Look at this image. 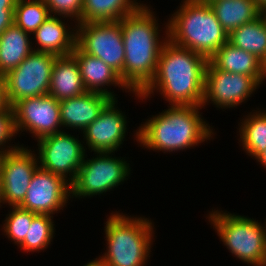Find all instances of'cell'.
<instances>
[{
  "label": "cell",
  "mask_w": 266,
  "mask_h": 266,
  "mask_svg": "<svg viewBox=\"0 0 266 266\" xmlns=\"http://www.w3.org/2000/svg\"><path fill=\"white\" fill-rule=\"evenodd\" d=\"M207 63L205 56L167 39L153 79L135 96L146 100L158 90L169 105L202 106Z\"/></svg>",
  "instance_id": "6da1fadb"
},
{
  "label": "cell",
  "mask_w": 266,
  "mask_h": 266,
  "mask_svg": "<svg viewBox=\"0 0 266 266\" xmlns=\"http://www.w3.org/2000/svg\"><path fill=\"white\" fill-rule=\"evenodd\" d=\"M148 6L144 4L118 21L125 50L123 82L133 94L140 93L153 79L162 46L168 39V24L165 39L160 40L158 19Z\"/></svg>",
  "instance_id": "7a4b0ae2"
},
{
  "label": "cell",
  "mask_w": 266,
  "mask_h": 266,
  "mask_svg": "<svg viewBox=\"0 0 266 266\" xmlns=\"http://www.w3.org/2000/svg\"><path fill=\"white\" fill-rule=\"evenodd\" d=\"M202 106H168L147 119L134 134L138 144L150 150L175 152L209 140L214 131L199 113ZM211 128V129H210Z\"/></svg>",
  "instance_id": "3957f363"
},
{
  "label": "cell",
  "mask_w": 266,
  "mask_h": 266,
  "mask_svg": "<svg viewBox=\"0 0 266 266\" xmlns=\"http://www.w3.org/2000/svg\"><path fill=\"white\" fill-rule=\"evenodd\" d=\"M181 3L168 19V39L209 59L228 41V33L209 3L194 0H183Z\"/></svg>",
  "instance_id": "277c9868"
},
{
  "label": "cell",
  "mask_w": 266,
  "mask_h": 266,
  "mask_svg": "<svg viewBox=\"0 0 266 266\" xmlns=\"http://www.w3.org/2000/svg\"><path fill=\"white\" fill-rule=\"evenodd\" d=\"M114 212L107 218L106 251L96 258L105 266H145L150 257L153 223L148 218Z\"/></svg>",
  "instance_id": "5b68a950"
},
{
  "label": "cell",
  "mask_w": 266,
  "mask_h": 266,
  "mask_svg": "<svg viewBox=\"0 0 266 266\" xmlns=\"http://www.w3.org/2000/svg\"><path fill=\"white\" fill-rule=\"evenodd\" d=\"M208 220L227 249L247 265L266 266L264 225L253 218L212 210Z\"/></svg>",
  "instance_id": "8992f818"
},
{
  "label": "cell",
  "mask_w": 266,
  "mask_h": 266,
  "mask_svg": "<svg viewBox=\"0 0 266 266\" xmlns=\"http://www.w3.org/2000/svg\"><path fill=\"white\" fill-rule=\"evenodd\" d=\"M95 154L96 157L91 159L84 156L76 178L71 183V198L100 196L128 179L131 168L124 158H113L111 152Z\"/></svg>",
  "instance_id": "52a82bcc"
},
{
  "label": "cell",
  "mask_w": 266,
  "mask_h": 266,
  "mask_svg": "<svg viewBox=\"0 0 266 266\" xmlns=\"http://www.w3.org/2000/svg\"><path fill=\"white\" fill-rule=\"evenodd\" d=\"M56 55L32 51L20 65L3 77L5 94L11 107L21 99L48 94Z\"/></svg>",
  "instance_id": "ba28073f"
},
{
  "label": "cell",
  "mask_w": 266,
  "mask_h": 266,
  "mask_svg": "<svg viewBox=\"0 0 266 266\" xmlns=\"http://www.w3.org/2000/svg\"><path fill=\"white\" fill-rule=\"evenodd\" d=\"M76 46L84 53L100 58L115 70L123 81L125 50L121 24L85 22L75 25Z\"/></svg>",
  "instance_id": "9c48e42d"
},
{
  "label": "cell",
  "mask_w": 266,
  "mask_h": 266,
  "mask_svg": "<svg viewBox=\"0 0 266 266\" xmlns=\"http://www.w3.org/2000/svg\"><path fill=\"white\" fill-rule=\"evenodd\" d=\"M37 142L39 167L61 176L71 184L84 161L87 148H84L78 138L64 130L43 137Z\"/></svg>",
  "instance_id": "30bf717a"
},
{
  "label": "cell",
  "mask_w": 266,
  "mask_h": 266,
  "mask_svg": "<svg viewBox=\"0 0 266 266\" xmlns=\"http://www.w3.org/2000/svg\"><path fill=\"white\" fill-rule=\"evenodd\" d=\"M260 85L254 77L216 69L208 61L202 107L212 102L217 108H234L252 97Z\"/></svg>",
  "instance_id": "8fae6325"
},
{
  "label": "cell",
  "mask_w": 266,
  "mask_h": 266,
  "mask_svg": "<svg viewBox=\"0 0 266 266\" xmlns=\"http://www.w3.org/2000/svg\"><path fill=\"white\" fill-rule=\"evenodd\" d=\"M15 125L19 131H29L36 140L62 132L59 101L47 94L21 99L13 106Z\"/></svg>",
  "instance_id": "7c38bea8"
},
{
  "label": "cell",
  "mask_w": 266,
  "mask_h": 266,
  "mask_svg": "<svg viewBox=\"0 0 266 266\" xmlns=\"http://www.w3.org/2000/svg\"><path fill=\"white\" fill-rule=\"evenodd\" d=\"M69 197L71 198V184L68 181L38 167L18 207L36 214L53 216L66 206Z\"/></svg>",
  "instance_id": "4fadbf2b"
},
{
  "label": "cell",
  "mask_w": 266,
  "mask_h": 266,
  "mask_svg": "<svg viewBox=\"0 0 266 266\" xmlns=\"http://www.w3.org/2000/svg\"><path fill=\"white\" fill-rule=\"evenodd\" d=\"M28 147L0 154L3 204L18 206L24 199L31 178L39 167L37 154Z\"/></svg>",
  "instance_id": "5bb4252c"
},
{
  "label": "cell",
  "mask_w": 266,
  "mask_h": 266,
  "mask_svg": "<svg viewBox=\"0 0 266 266\" xmlns=\"http://www.w3.org/2000/svg\"><path fill=\"white\" fill-rule=\"evenodd\" d=\"M117 99H112L96 118L82 132L91 152H111L118 150L127 132L125 113L118 110ZM123 141V142H122Z\"/></svg>",
  "instance_id": "9a60e30c"
},
{
  "label": "cell",
  "mask_w": 266,
  "mask_h": 266,
  "mask_svg": "<svg viewBox=\"0 0 266 266\" xmlns=\"http://www.w3.org/2000/svg\"><path fill=\"white\" fill-rule=\"evenodd\" d=\"M111 100L112 98L105 94L87 91L80 96L59 101L63 128L84 131Z\"/></svg>",
  "instance_id": "2e32d148"
},
{
  "label": "cell",
  "mask_w": 266,
  "mask_h": 266,
  "mask_svg": "<svg viewBox=\"0 0 266 266\" xmlns=\"http://www.w3.org/2000/svg\"><path fill=\"white\" fill-rule=\"evenodd\" d=\"M71 54L78 62L82 81L87 91L105 94L112 99H117L116 95L113 94L114 92L107 90L106 86H118L122 90L132 92L121 80L120 75L100 58L84 53L77 46Z\"/></svg>",
  "instance_id": "e0dca14e"
},
{
  "label": "cell",
  "mask_w": 266,
  "mask_h": 266,
  "mask_svg": "<svg viewBox=\"0 0 266 266\" xmlns=\"http://www.w3.org/2000/svg\"><path fill=\"white\" fill-rule=\"evenodd\" d=\"M208 61L216 68L235 74L254 77L260 84L266 79L263 62L255 55L227 41Z\"/></svg>",
  "instance_id": "ac0fdd59"
},
{
  "label": "cell",
  "mask_w": 266,
  "mask_h": 266,
  "mask_svg": "<svg viewBox=\"0 0 266 266\" xmlns=\"http://www.w3.org/2000/svg\"><path fill=\"white\" fill-rule=\"evenodd\" d=\"M86 92L75 57L72 54L56 56L48 94L61 101Z\"/></svg>",
  "instance_id": "d6986e66"
},
{
  "label": "cell",
  "mask_w": 266,
  "mask_h": 266,
  "mask_svg": "<svg viewBox=\"0 0 266 266\" xmlns=\"http://www.w3.org/2000/svg\"><path fill=\"white\" fill-rule=\"evenodd\" d=\"M57 16H50L32 34L37 42L34 51L51 53L56 56L69 55L76 46V29H68ZM40 46V47H39Z\"/></svg>",
  "instance_id": "ffe728a7"
},
{
  "label": "cell",
  "mask_w": 266,
  "mask_h": 266,
  "mask_svg": "<svg viewBox=\"0 0 266 266\" xmlns=\"http://www.w3.org/2000/svg\"><path fill=\"white\" fill-rule=\"evenodd\" d=\"M30 35L15 23L0 35V76L20 65L33 51Z\"/></svg>",
  "instance_id": "44dd1931"
},
{
  "label": "cell",
  "mask_w": 266,
  "mask_h": 266,
  "mask_svg": "<svg viewBox=\"0 0 266 266\" xmlns=\"http://www.w3.org/2000/svg\"><path fill=\"white\" fill-rule=\"evenodd\" d=\"M209 4L228 35L264 12L254 0H216Z\"/></svg>",
  "instance_id": "7402d4cb"
},
{
  "label": "cell",
  "mask_w": 266,
  "mask_h": 266,
  "mask_svg": "<svg viewBox=\"0 0 266 266\" xmlns=\"http://www.w3.org/2000/svg\"><path fill=\"white\" fill-rule=\"evenodd\" d=\"M137 0H83L81 23L116 22L138 10Z\"/></svg>",
  "instance_id": "603a6c76"
},
{
  "label": "cell",
  "mask_w": 266,
  "mask_h": 266,
  "mask_svg": "<svg viewBox=\"0 0 266 266\" xmlns=\"http://www.w3.org/2000/svg\"><path fill=\"white\" fill-rule=\"evenodd\" d=\"M228 41L264 62L266 60V12L254 21L233 30L228 35Z\"/></svg>",
  "instance_id": "cb8c5ba5"
},
{
  "label": "cell",
  "mask_w": 266,
  "mask_h": 266,
  "mask_svg": "<svg viewBox=\"0 0 266 266\" xmlns=\"http://www.w3.org/2000/svg\"><path fill=\"white\" fill-rule=\"evenodd\" d=\"M254 111L240 120L238 130L243 150L256 159L266 150V110Z\"/></svg>",
  "instance_id": "d4e9b609"
},
{
  "label": "cell",
  "mask_w": 266,
  "mask_h": 266,
  "mask_svg": "<svg viewBox=\"0 0 266 266\" xmlns=\"http://www.w3.org/2000/svg\"><path fill=\"white\" fill-rule=\"evenodd\" d=\"M50 16L45 0H17L14 8V23L29 34H33Z\"/></svg>",
  "instance_id": "484cf974"
},
{
  "label": "cell",
  "mask_w": 266,
  "mask_h": 266,
  "mask_svg": "<svg viewBox=\"0 0 266 266\" xmlns=\"http://www.w3.org/2000/svg\"><path fill=\"white\" fill-rule=\"evenodd\" d=\"M53 216L36 214L24 241L19 245L20 249L27 252L45 250L51 244L54 235Z\"/></svg>",
  "instance_id": "4316f807"
},
{
  "label": "cell",
  "mask_w": 266,
  "mask_h": 266,
  "mask_svg": "<svg viewBox=\"0 0 266 266\" xmlns=\"http://www.w3.org/2000/svg\"><path fill=\"white\" fill-rule=\"evenodd\" d=\"M11 208L12 211L7 214L2 229L6 233L4 235L19 246L24 241L36 213L18 206H11Z\"/></svg>",
  "instance_id": "83f0119b"
},
{
  "label": "cell",
  "mask_w": 266,
  "mask_h": 266,
  "mask_svg": "<svg viewBox=\"0 0 266 266\" xmlns=\"http://www.w3.org/2000/svg\"><path fill=\"white\" fill-rule=\"evenodd\" d=\"M50 15L69 17L76 20V24L81 23L83 0H45Z\"/></svg>",
  "instance_id": "f1b7e54d"
},
{
  "label": "cell",
  "mask_w": 266,
  "mask_h": 266,
  "mask_svg": "<svg viewBox=\"0 0 266 266\" xmlns=\"http://www.w3.org/2000/svg\"><path fill=\"white\" fill-rule=\"evenodd\" d=\"M15 134H18L15 125V115L13 107L9 105L5 110L0 111V154L20 149V146H23L14 145L12 147L10 144L6 146V143L11 141L13 136H16Z\"/></svg>",
  "instance_id": "f546056e"
},
{
  "label": "cell",
  "mask_w": 266,
  "mask_h": 266,
  "mask_svg": "<svg viewBox=\"0 0 266 266\" xmlns=\"http://www.w3.org/2000/svg\"><path fill=\"white\" fill-rule=\"evenodd\" d=\"M14 23V9H0V35Z\"/></svg>",
  "instance_id": "4dcf8cb0"
},
{
  "label": "cell",
  "mask_w": 266,
  "mask_h": 266,
  "mask_svg": "<svg viewBox=\"0 0 266 266\" xmlns=\"http://www.w3.org/2000/svg\"><path fill=\"white\" fill-rule=\"evenodd\" d=\"M8 106L3 77L0 76V111L5 110Z\"/></svg>",
  "instance_id": "1f68e13d"
},
{
  "label": "cell",
  "mask_w": 266,
  "mask_h": 266,
  "mask_svg": "<svg viewBox=\"0 0 266 266\" xmlns=\"http://www.w3.org/2000/svg\"><path fill=\"white\" fill-rule=\"evenodd\" d=\"M17 0H0V9H14Z\"/></svg>",
  "instance_id": "d6a6232c"
},
{
  "label": "cell",
  "mask_w": 266,
  "mask_h": 266,
  "mask_svg": "<svg viewBox=\"0 0 266 266\" xmlns=\"http://www.w3.org/2000/svg\"><path fill=\"white\" fill-rule=\"evenodd\" d=\"M257 162H260V165L262 164V166H264V168H266V150L261 153L257 158H256Z\"/></svg>",
  "instance_id": "836d02e7"
},
{
  "label": "cell",
  "mask_w": 266,
  "mask_h": 266,
  "mask_svg": "<svg viewBox=\"0 0 266 266\" xmlns=\"http://www.w3.org/2000/svg\"><path fill=\"white\" fill-rule=\"evenodd\" d=\"M256 4L264 11L266 12V0H254Z\"/></svg>",
  "instance_id": "e575fe53"
},
{
  "label": "cell",
  "mask_w": 266,
  "mask_h": 266,
  "mask_svg": "<svg viewBox=\"0 0 266 266\" xmlns=\"http://www.w3.org/2000/svg\"><path fill=\"white\" fill-rule=\"evenodd\" d=\"M83 266H105V265L101 264L97 259H94V260H92L90 262H87Z\"/></svg>",
  "instance_id": "d590c367"
},
{
  "label": "cell",
  "mask_w": 266,
  "mask_h": 266,
  "mask_svg": "<svg viewBox=\"0 0 266 266\" xmlns=\"http://www.w3.org/2000/svg\"><path fill=\"white\" fill-rule=\"evenodd\" d=\"M1 203H3V188H2V179L0 175V207L2 206Z\"/></svg>",
  "instance_id": "8d00e7d4"
},
{
  "label": "cell",
  "mask_w": 266,
  "mask_h": 266,
  "mask_svg": "<svg viewBox=\"0 0 266 266\" xmlns=\"http://www.w3.org/2000/svg\"><path fill=\"white\" fill-rule=\"evenodd\" d=\"M194 1H199V2H203V3H210V2L216 1V0H194Z\"/></svg>",
  "instance_id": "74e56055"
},
{
  "label": "cell",
  "mask_w": 266,
  "mask_h": 266,
  "mask_svg": "<svg viewBox=\"0 0 266 266\" xmlns=\"http://www.w3.org/2000/svg\"><path fill=\"white\" fill-rule=\"evenodd\" d=\"M263 67H264V72H265V75H266V60L263 62Z\"/></svg>",
  "instance_id": "f35d334b"
}]
</instances>
